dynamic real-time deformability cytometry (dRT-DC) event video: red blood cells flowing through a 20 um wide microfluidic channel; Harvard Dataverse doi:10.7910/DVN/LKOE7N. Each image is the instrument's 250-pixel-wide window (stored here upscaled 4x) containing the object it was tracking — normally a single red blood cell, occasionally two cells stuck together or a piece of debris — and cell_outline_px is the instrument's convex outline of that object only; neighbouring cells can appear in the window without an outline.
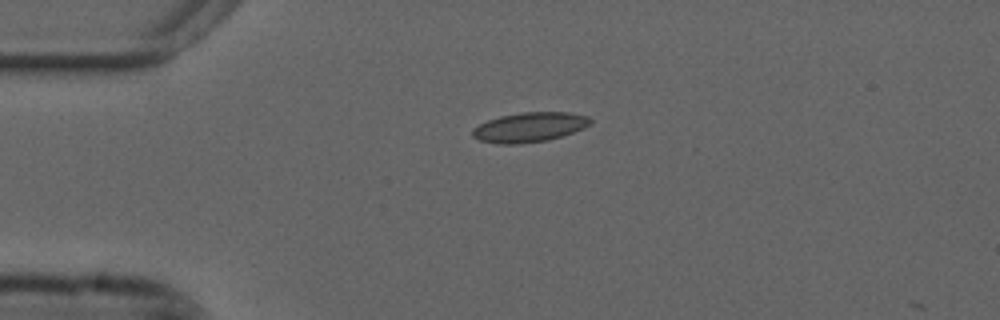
{"species": "common noctule bat (a hibernating species)", "species_latin": "Nyctalus noctula", "temperature_condition": "cold", "stored_images_in_passage": 2, "camera_frame_rate_fps": 3000, "um_per_image_px": 0.085, "animal": {"sex": "male", "forearm_length_mm": 52.5}, "frame": {"image": 1, "passage_image": 1, "time_ms": 0.0, "image_size_px": [1000, 320], "cell_outline_px": [[592, 124], [584, 128], [548, 140], [520, 144], [496, 144], [480, 140], [472, 136], [472, 128], [488, 120], [500, 116], [520, 112], [568, 112], [588, 116], [592, 120]], "centroid_in_image_um": [45.0, 10.81], "position_along_channel_um": 40.0, "area_um2": 20.46}}